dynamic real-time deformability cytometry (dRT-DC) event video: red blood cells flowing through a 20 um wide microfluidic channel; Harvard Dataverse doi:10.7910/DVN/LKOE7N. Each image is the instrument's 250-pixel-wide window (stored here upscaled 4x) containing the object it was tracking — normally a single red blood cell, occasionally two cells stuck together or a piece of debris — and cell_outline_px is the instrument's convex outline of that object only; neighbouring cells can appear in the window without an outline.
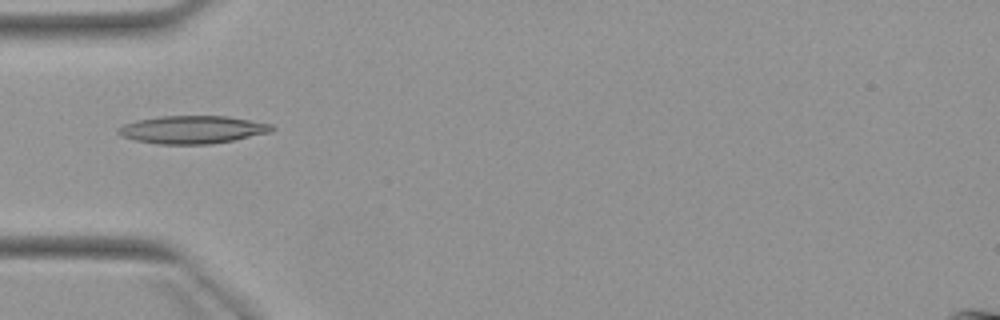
{"species": "Egyptian fruit bat (a non-hibernating species)", "species_latin": "Rousettus aegyptiacus", "temperature_condition": "warm", "stored_images_in_passage": 1, "camera_frame_rate_fps": 3000, "um_per_image_px": 0.085, "animal": {"sex": "female"}, "frame": {"image": 1, "passage_image": 1, "time_ms": 0.0, "image_size_px": [1000, 320], "cell_outline_px": [[276, 128], [272, 132], [236, 140], [212, 144], [156, 144], [136, 140], [120, 136], [116, 132], [116, 128], [124, 124], [136, 120], [160, 116], [228, 116], [272, 124]], "centroid_in_image_um": [16.37, 11.02], "position_along_channel_um": 68.6, "area_um2": 25.26}}